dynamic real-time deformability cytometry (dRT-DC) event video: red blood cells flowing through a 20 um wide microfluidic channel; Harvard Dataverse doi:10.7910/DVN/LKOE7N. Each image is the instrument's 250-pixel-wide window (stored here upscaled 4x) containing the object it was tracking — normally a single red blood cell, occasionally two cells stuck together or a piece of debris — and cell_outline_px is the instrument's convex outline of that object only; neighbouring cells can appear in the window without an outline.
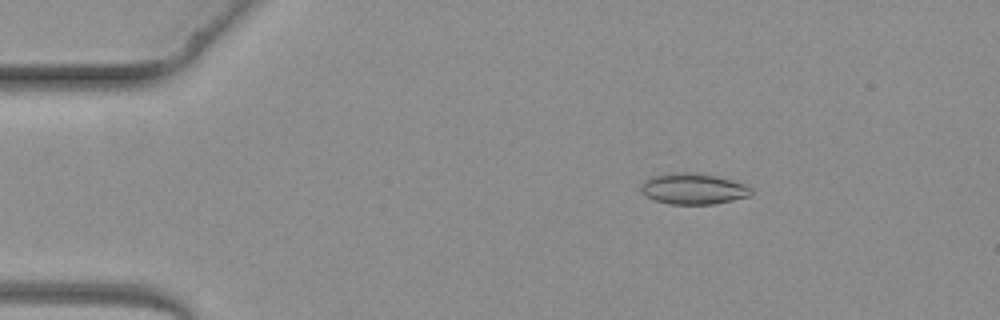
{"species": "common noctule bat (a hibernating species)", "species_latin": "Nyctalus noctula", "temperature_condition": "warm", "stored_images_in_passage": 3, "camera_frame_rate_fps": 3000, "um_per_image_px": 0.085, "animal": {"sex": "female", "body_mass_g": 19.3, "forearm_length_mm": 54.1}, "frame": {"image": 1, "passage_image": 1, "time_ms": 0.0, "image_size_px": [1000, 320], "cell_outline_px": [[752, 192], [748, 196], [732, 200], [712, 204], [668, 204], [656, 200], [648, 196], [640, 188], [640, 184], [644, 180], [652, 176], [672, 172], [692, 172], [716, 176], [732, 180], [744, 184], [752, 188]], "centroid_in_image_um": [58.91, 16.03], "position_along_channel_um": 26.1, "area_um2": 19.77}}
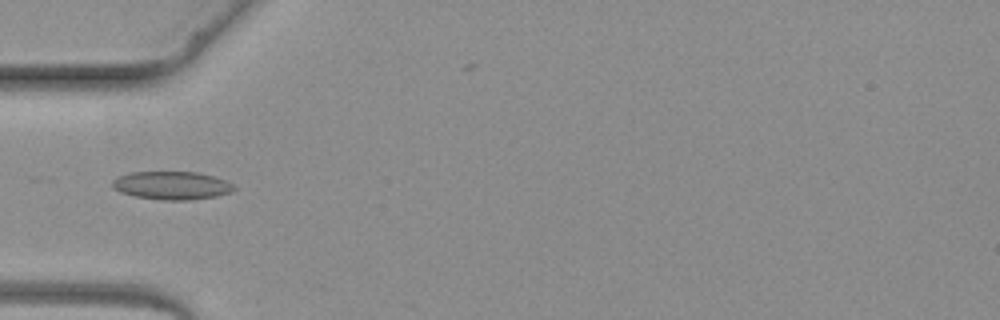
{"frame": {"image": 2, "passage_image": 3, "time_ms": 2.333, "image_size_px": [1000, 320], "cell_outline_px": [[236, 188], [232, 192], [216, 196], [192, 200], [164, 200], [136, 196], [120, 192], [112, 188], [112, 180], [116, 176], [128, 172], [196, 172], [212, 176], [224, 180], [232, 184]], "centroid_in_image_um": [14.56, 15.76], "position_along_channel_um": 70.4, "area_um2": 20.0}}